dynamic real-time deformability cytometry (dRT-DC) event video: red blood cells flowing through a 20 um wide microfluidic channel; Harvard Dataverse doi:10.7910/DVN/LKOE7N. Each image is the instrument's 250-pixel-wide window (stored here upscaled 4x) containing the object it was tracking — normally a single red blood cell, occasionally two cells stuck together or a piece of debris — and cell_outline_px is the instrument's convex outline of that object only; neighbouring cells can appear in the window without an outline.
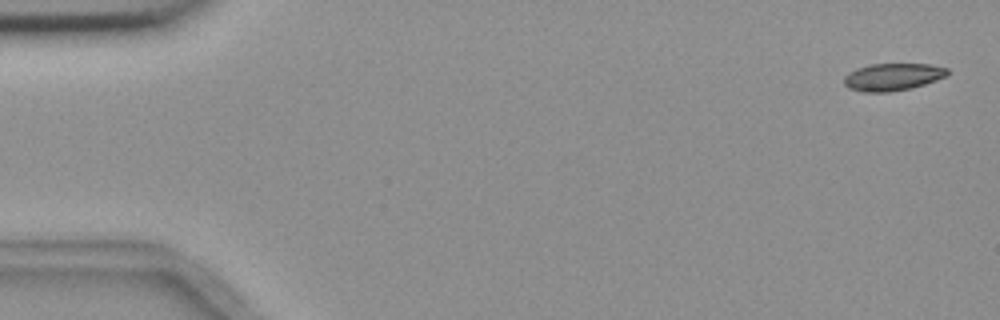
{"species": "common noctule bat (a hibernating species)", "species_latin": "Nyctalus noctula", "temperature_condition": "room temperature", "stored_images_in_passage": 5, "camera_frame_rate_fps": 3000, "um_per_image_px": 0.085, "animal": {"sex": "female", "body_mass_g": 18.4}, "frame": {"image": 1, "passage_image": 1, "time_ms": 0.0, "image_size_px": [1000, 320], "cell_outline_px": [[948, 72], [944, 76], [936, 80], [912, 88], [888, 92], [864, 92], [848, 88], [844, 84], [844, 76], [848, 72], [856, 68], [868, 64], [928, 64], [948, 68]], "centroid_in_image_um": [75.83, 6.53], "position_along_channel_um": 9.2, "area_um2": 16.47}}
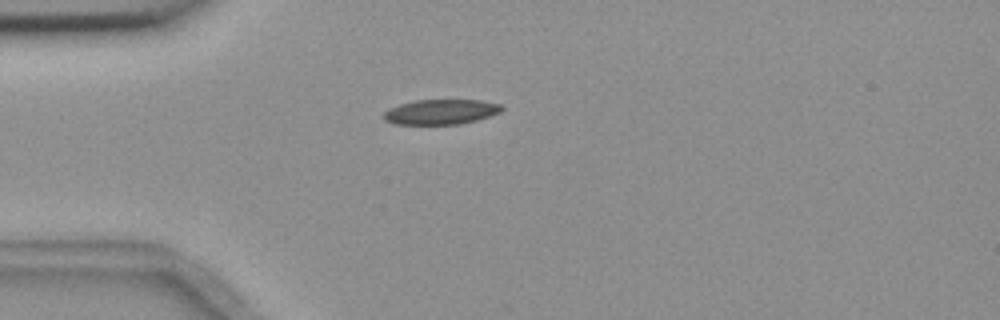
{"frame": {"image": 2, "passage_image": 5, "time_ms": 4.333, "image_size_px": [1000, 320], "cell_outline_px": [[504, 108], [500, 112], [476, 120], [460, 124], [396, 124], [384, 120], [384, 112], [388, 108], [400, 104], [416, 100], [480, 100], [500, 104]], "centroid_in_image_um": [37.46, 9.5], "position_along_channel_um": 47.5, "area_um2": 17.11}}